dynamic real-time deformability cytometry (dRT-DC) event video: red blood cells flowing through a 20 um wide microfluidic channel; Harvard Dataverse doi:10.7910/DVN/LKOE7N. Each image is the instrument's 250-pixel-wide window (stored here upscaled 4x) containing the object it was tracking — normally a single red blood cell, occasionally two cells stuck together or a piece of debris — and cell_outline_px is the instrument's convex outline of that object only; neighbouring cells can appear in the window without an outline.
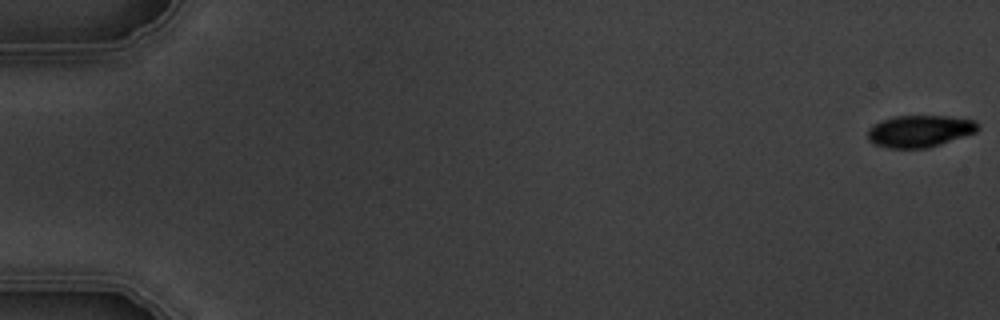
{"species": "common noctule bat (a hibernating species)", "species_latin": "Nyctalus noctula", "temperature_condition": "warm", "stored_images_in_passage": 6, "camera_frame_rate_fps": 3000, "um_per_image_px": 0.085, "animal": {"sex": "male", "body_mass_g": 19.5, "forearm_length_mm": 54.6}, "frame": {"image": 1, "passage_image": 1, "time_ms": 0.0, "image_size_px": [1000, 320], "cell_outline_px": [[980, 128], [976, 132], [928, 148], [888, 148], [872, 144], [868, 140], [868, 128], [872, 124], [880, 120], [892, 116], [948, 116], [972, 120]], "centroid_in_image_um": [78.1, 11.14], "position_along_channel_um": 6.9, "area_um2": 20.58}}
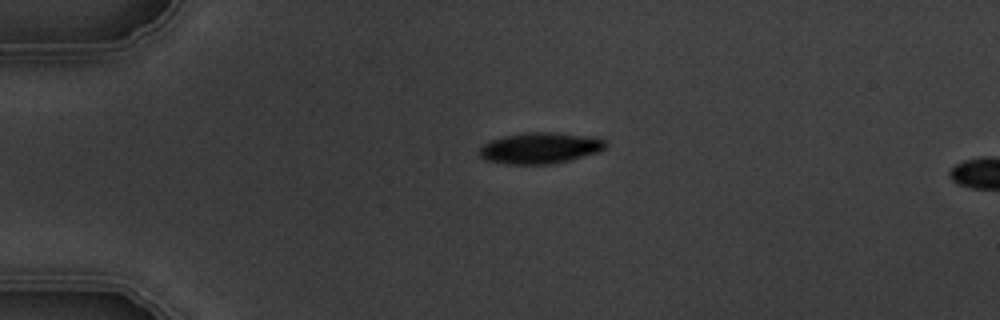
{"frame": {"image": 2, "passage_image": 5, "time_ms": 4.333, "image_size_px": [1000, 320], "cell_outline_px": [[604, 148], [600, 152], [552, 164], [504, 164], [488, 160], [480, 156], [476, 152], [488, 140], [504, 136], [528, 132], [556, 132], [596, 136], [604, 140]], "centroid_in_image_um": [45.89, 12.57], "position_along_channel_um": 39.1, "area_um2": 23.06}}